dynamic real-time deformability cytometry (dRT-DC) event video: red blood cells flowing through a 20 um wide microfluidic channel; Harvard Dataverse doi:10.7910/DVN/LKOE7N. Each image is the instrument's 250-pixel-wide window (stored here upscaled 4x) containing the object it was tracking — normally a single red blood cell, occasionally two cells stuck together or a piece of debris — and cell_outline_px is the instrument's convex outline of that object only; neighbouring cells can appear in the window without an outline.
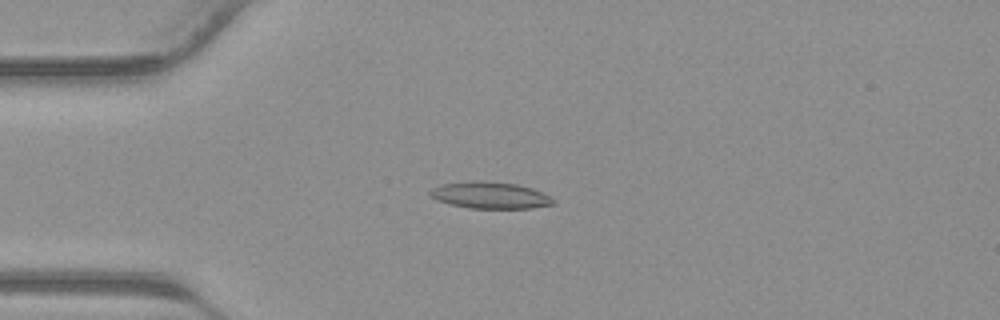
{"species": "common noctule bat (a hibernating species)", "species_latin": "Nyctalus noctula", "temperature_condition": "warm", "stored_images_in_passage": 32, "camera_frame_rate_fps": 3000, "um_per_image_px": 0.085, "animal": {"sex": "male", "body_mass_g": 23.1, "forearm_length_mm": 52.7}, "frame": {"image": 1, "passage_image": 2, "time_ms": 0.333, "image_size_px": [1000, 320], "cell_outline_px": [[556, 204], [532, 208], [468, 208], [448, 204], [436, 200], [428, 196], [428, 192], [432, 188], [440, 184], [516, 184], [532, 188], [556, 200]], "centroid_in_image_um": [41.67, 16.66], "position_along_channel_um": 43.3, "area_um2": 18.21}}
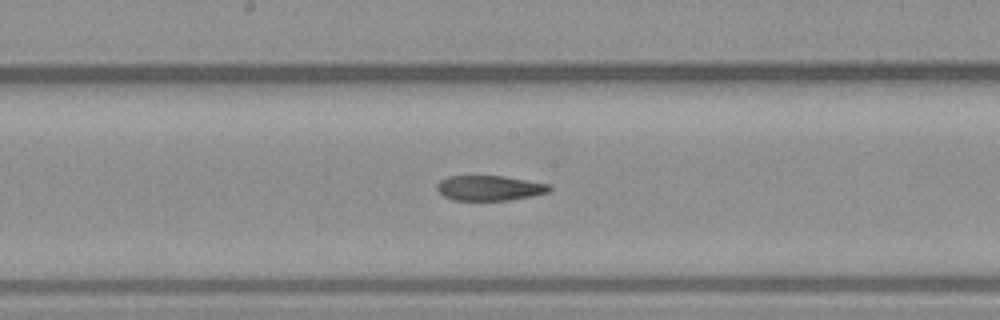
{"frame": {"image": 2, "passage_image": 13, "time_ms": 4.0, "image_size_px": [1000, 320], "cell_outline_px": [[552, 188], [548, 192], [532, 196], [508, 200], [452, 200], [444, 196], [436, 188], [436, 184], [440, 180], [448, 176], [504, 176], [552, 184]], "centroid_in_image_um": [41.63, 15.98], "position_along_channel_um": 206.6, "area_um2": 16.53}}
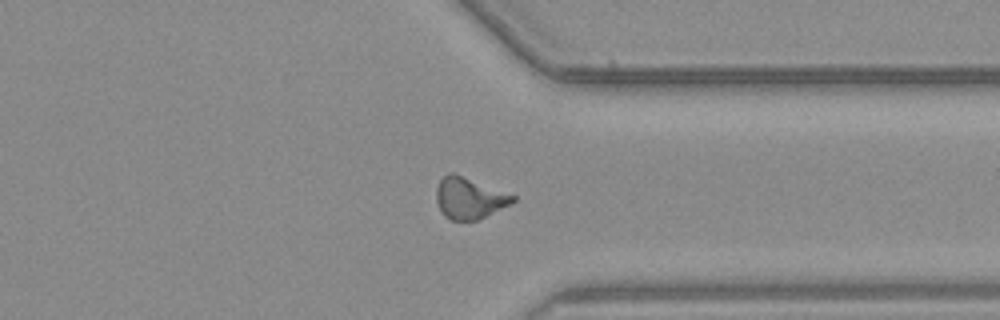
{"frame": {"image": 3, "passage_image": 23, "time_ms": 7.333, "image_size_px": [1000, 320], "cell_outline_px": [[516, 200], [476, 220], [452, 220], [444, 216], [436, 200], [436, 188], [440, 180], [448, 172], [456, 172], [516, 196]], "centroid_in_image_um": [39.85, 16.8], "position_along_channel_um": 371.6, "area_um2": 18.26}}